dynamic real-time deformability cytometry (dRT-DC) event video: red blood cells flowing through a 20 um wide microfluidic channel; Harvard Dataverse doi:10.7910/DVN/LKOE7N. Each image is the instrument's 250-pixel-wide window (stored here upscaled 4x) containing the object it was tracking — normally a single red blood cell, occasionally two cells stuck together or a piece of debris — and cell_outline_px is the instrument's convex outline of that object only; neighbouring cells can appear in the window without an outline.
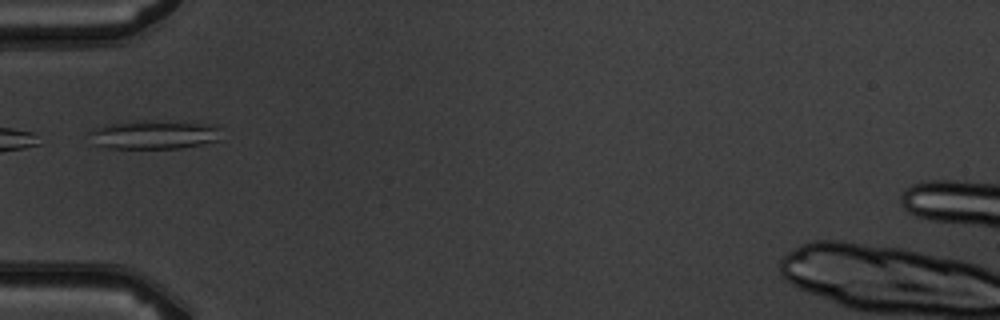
{"species": "common noctule bat (a hibernating species)", "species_latin": "Nyctalus noctula", "temperature_condition": "warm", "stored_images_in_passage": 4, "camera_frame_rate_fps": 3000, "um_per_image_px": 0.085, "animal": {"sex": "male", "body_mass_g": 19.5, "forearm_length_mm": 54.6}, "frame": {"image": 1, "passage_image": 3, "time_ms": 3.333, "image_size_px": [1000, 320], "cell_outline_px": [[220, 140], [204, 144], [180, 148], [108, 148], [92, 144], [88, 132], [92, 128], [104, 124], [132, 120], [148, 120], [216, 124], [220, 128]], "centroid_in_image_um": [13.06, 11.43], "position_along_channel_um": 71.9, "area_um2": 22.77}}
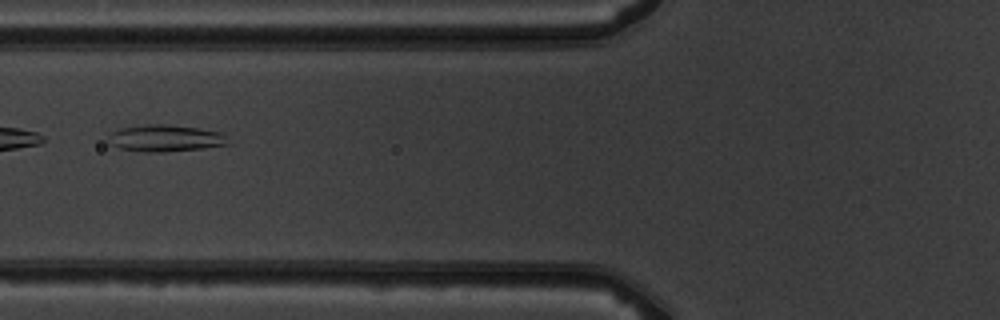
{"frame": {"image": 2, "passage_image": 4, "time_ms": 4.333, "image_size_px": [1000, 320], "cell_outline_px": [[232, 144], [200, 148], [164, 152], [144, 152], [120, 148], [108, 144], [108, 140], [112, 132], [120, 128], [144, 124], [164, 124], [200, 128], [224, 132]], "centroid_in_image_um": [14.09, 11.74], "position_along_channel_um": 111.7, "area_um2": 18.9}}